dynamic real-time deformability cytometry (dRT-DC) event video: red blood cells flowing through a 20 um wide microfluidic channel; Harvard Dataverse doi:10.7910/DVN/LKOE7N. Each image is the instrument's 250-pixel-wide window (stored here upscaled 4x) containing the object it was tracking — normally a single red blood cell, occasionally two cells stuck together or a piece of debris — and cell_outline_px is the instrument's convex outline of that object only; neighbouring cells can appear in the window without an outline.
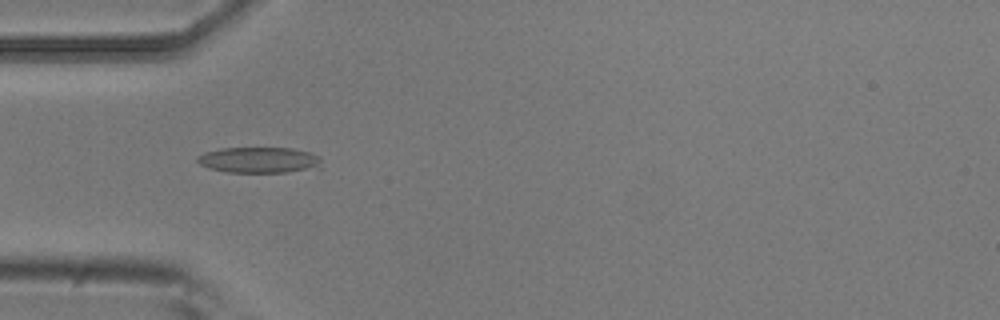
{"species": "common noctule bat (a hibernating species)", "species_latin": "Nyctalus noctula", "temperature_condition": "room temperature", "stored_images_in_passage": 5, "camera_frame_rate_fps": 3000, "um_per_image_px": 0.085, "animal": {"sex": "male", "body_mass_g": 20.5, "forearm_length_mm": 52.5}, "frame": {"image": 1, "passage_image": 2, "time_ms": 0.333, "image_size_px": [1000, 320], "cell_outline_px": [[320, 168], [288, 172], [228, 172], [208, 168], [200, 164], [196, 160], [196, 156], [204, 152], [220, 148], [292, 148], [312, 152], [320, 156]], "centroid_in_image_um": [22.03, 13.59], "position_along_channel_um": 63.0, "area_um2": 18.9}}
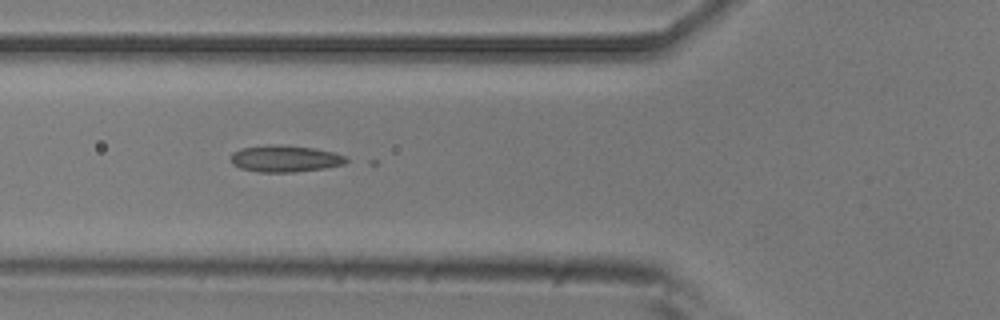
{"frame": {"image": 2, "passage_image": 3, "time_ms": 0.667, "image_size_px": [1000, 320], "cell_outline_px": [[352, 160], [344, 164], [324, 168], [296, 172], [260, 172], [240, 168], [232, 164], [228, 156], [232, 152], [240, 148], [272, 144], [276, 144], [316, 148], [348, 156]], "centroid_in_image_um": [24.23, 13.48], "position_along_channel_um": 101.6, "area_um2": 18.32}}